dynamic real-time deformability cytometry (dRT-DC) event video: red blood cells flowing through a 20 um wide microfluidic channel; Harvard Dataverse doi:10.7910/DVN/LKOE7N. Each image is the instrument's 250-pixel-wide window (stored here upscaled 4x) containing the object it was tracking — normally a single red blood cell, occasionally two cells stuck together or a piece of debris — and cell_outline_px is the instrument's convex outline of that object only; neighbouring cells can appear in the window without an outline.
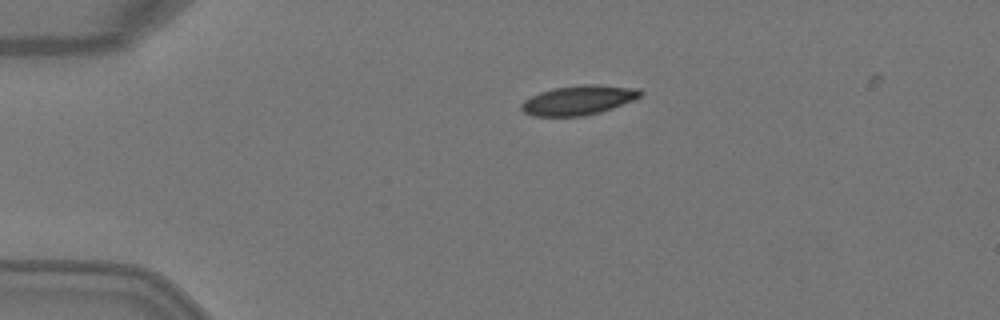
{"species": "Egyptian fruit bat (a non-hibernating species)", "species_latin": "Rousettus aegyptiacus", "temperature_condition": "warm", "stored_images_in_passage": 2, "camera_frame_rate_fps": 3000, "um_per_image_px": 0.085, "animal": {"sex": "female"}, "frame": {"image": 1, "passage_image": 1, "time_ms": 0.0, "image_size_px": [1000, 320], "cell_outline_px": [[644, 92], [640, 96], [632, 100], [612, 108], [600, 112], [584, 116], [532, 116], [524, 112], [520, 108], [520, 104], [524, 100], [540, 92], [552, 88], [580, 84], [600, 84], [640, 88]], "centroid_in_image_um": [49.17, 8.5], "position_along_channel_um": 35.8, "area_um2": 20.63}}